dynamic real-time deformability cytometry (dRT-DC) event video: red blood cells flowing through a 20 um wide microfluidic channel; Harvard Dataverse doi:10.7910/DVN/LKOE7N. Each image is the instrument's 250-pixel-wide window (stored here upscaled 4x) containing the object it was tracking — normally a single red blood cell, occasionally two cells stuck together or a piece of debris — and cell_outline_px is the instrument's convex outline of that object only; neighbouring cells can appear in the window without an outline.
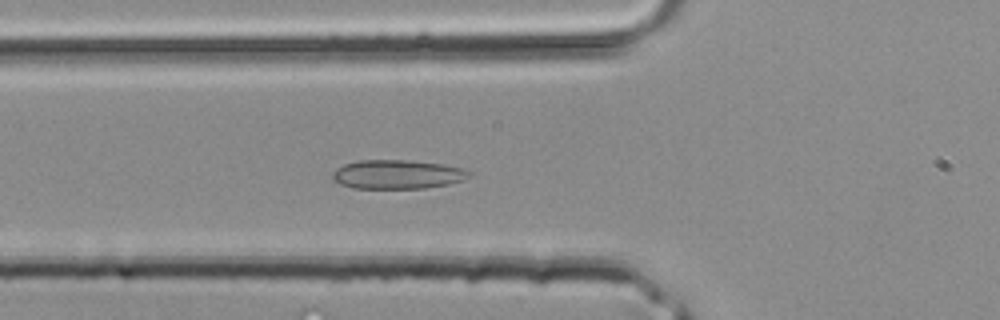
{"species": "common noctule bat (a hibernating species)", "species_latin": "Nyctalus noctula", "temperature_condition": "room temperature", "stored_images_in_passage": 33, "camera_frame_rate_fps": 3000, "um_per_image_px": 0.085, "animal": {"sex": "male", "body_mass_g": 20.4}, "frame": {"image": 1, "passage_image": 7, "time_ms": 2.0, "image_size_px": [1000, 320], "cell_outline_px": [[472, 176], [464, 180], [448, 184], [424, 188], [352, 188], [340, 184], [332, 180], [332, 172], [336, 168], [344, 164], [360, 160], [408, 160], [440, 164], [460, 168], [472, 172]], "centroid_in_image_um": [33.75, 14.82], "position_along_channel_um": 92.0, "area_um2": 23.12}}
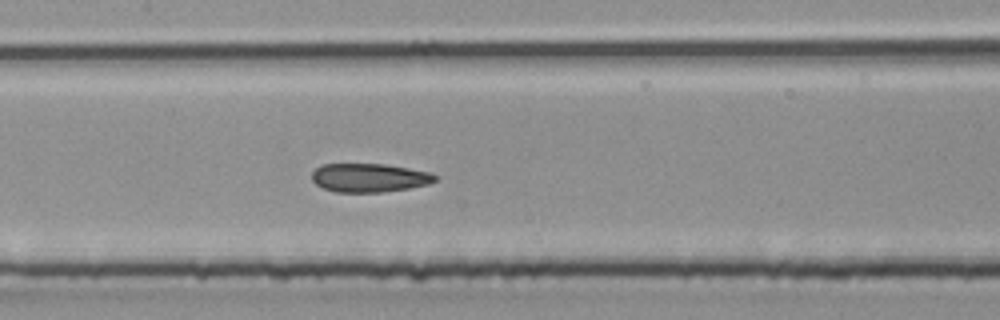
{"frame": {"image": 2, "passage_image": 12, "time_ms": 3.667, "image_size_px": [1000, 320], "cell_outline_px": [[440, 176], [436, 180], [428, 184], [408, 188], [384, 192], [336, 192], [324, 188], [316, 184], [312, 180], [312, 172], [320, 164], [384, 164], [408, 168], [428, 172]], "centroid_in_image_um": [31.38, 15.1], "position_along_channel_um": 176.0, "area_um2": 20.58}}
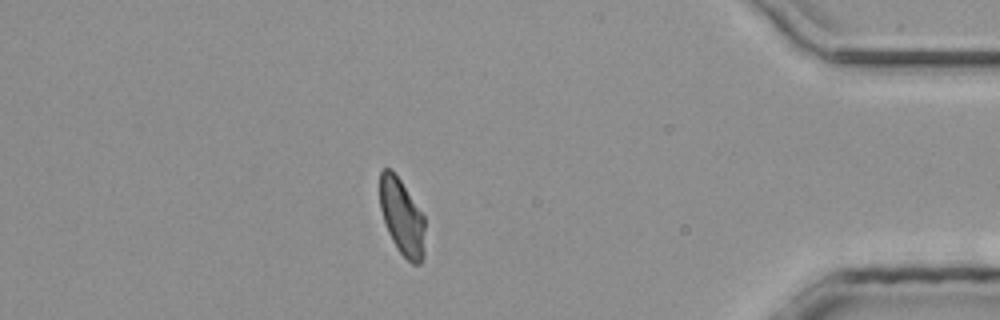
{"frame": {"image": 3, "passage_image": 28, "time_ms": 9.0, "image_size_px": [1000, 320], "cell_outline_px": [[424, 256], [420, 264], [412, 264], [396, 248], [388, 232], [380, 208], [380, 172], [384, 168], [392, 168], [424, 216]], "centroid_in_image_um": [34.16, 18.45], "position_along_channel_um": 401.0, "area_um2": 19.94}}